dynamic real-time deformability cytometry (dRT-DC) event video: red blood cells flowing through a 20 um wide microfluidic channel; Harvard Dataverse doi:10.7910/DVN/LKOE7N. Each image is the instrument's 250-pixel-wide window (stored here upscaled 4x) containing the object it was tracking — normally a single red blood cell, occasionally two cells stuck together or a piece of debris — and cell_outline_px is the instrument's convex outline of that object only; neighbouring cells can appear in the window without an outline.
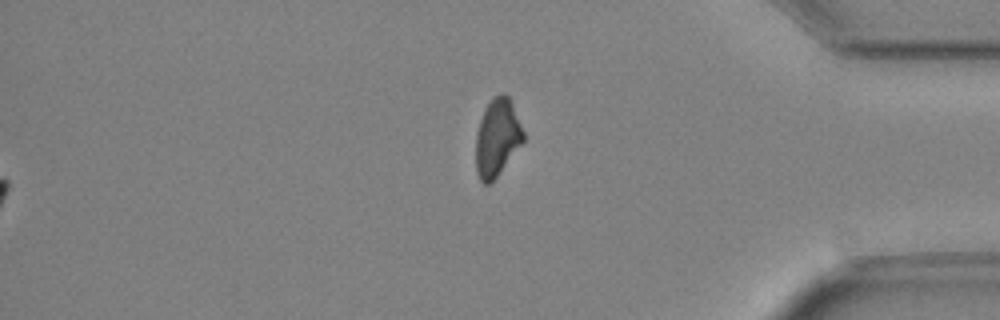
{"species": "Egyptian fruit bat (a non-hibernating species)", "species_latin": "Rousettus aegyptiacus", "temperature_condition": "cold", "stored_images_in_passage": 47, "segment_of_instrument_passage": [2, 2], "camera_frame_rate_fps": 3000, "um_per_image_px": 0.085, "animal": {"sex": "female"}, "frame": {"image": 1, "passage_image": 47, "time_ms": 15.333, "image_size_px": [1000, 320], "cell_outline_px": [[524, 140], [496, 176], [488, 184], [484, 184], [480, 180], [476, 172], [476, 136], [480, 120], [492, 96], [504, 92], [508, 96], [512, 104], [524, 132]], "centroid_in_image_um": [42.25, 11.67], "position_along_channel_um": 393.0, "area_um2": 20.98}}